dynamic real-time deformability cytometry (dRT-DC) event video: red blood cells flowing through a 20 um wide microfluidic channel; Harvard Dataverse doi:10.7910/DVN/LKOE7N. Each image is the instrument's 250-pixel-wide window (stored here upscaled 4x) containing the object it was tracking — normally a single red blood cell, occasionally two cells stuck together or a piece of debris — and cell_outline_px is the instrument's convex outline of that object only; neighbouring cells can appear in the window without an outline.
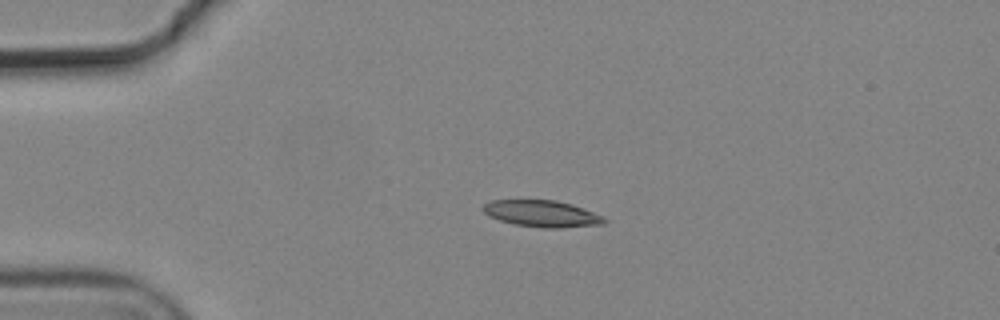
{"species": "common noctule bat (a hibernating species)", "species_latin": "Nyctalus noctula", "temperature_condition": "cold", "stored_images_in_passage": 4, "camera_frame_rate_fps": 3000, "um_per_image_px": 0.085, "animal": {"sex": "male", "body_mass_g": 19.2, "forearm_length_mm": 51.8}, "frame": {"image": 1, "passage_image": 3, "time_ms": 0.667, "image_size_px": [1000, 320], "cell_outline_px": [[608, 220], [604, 224], [560, 228], [544, 228], [516, 224], [500, 220], [488, 216], [480, 208], [488, 200], [556, 200], [572, 204], [584, 208], [604, 216]], "centroid_in_image_um": [46.07, 18.15], "position_along_channel_um": 38.9, "area_um2": 18.96}}